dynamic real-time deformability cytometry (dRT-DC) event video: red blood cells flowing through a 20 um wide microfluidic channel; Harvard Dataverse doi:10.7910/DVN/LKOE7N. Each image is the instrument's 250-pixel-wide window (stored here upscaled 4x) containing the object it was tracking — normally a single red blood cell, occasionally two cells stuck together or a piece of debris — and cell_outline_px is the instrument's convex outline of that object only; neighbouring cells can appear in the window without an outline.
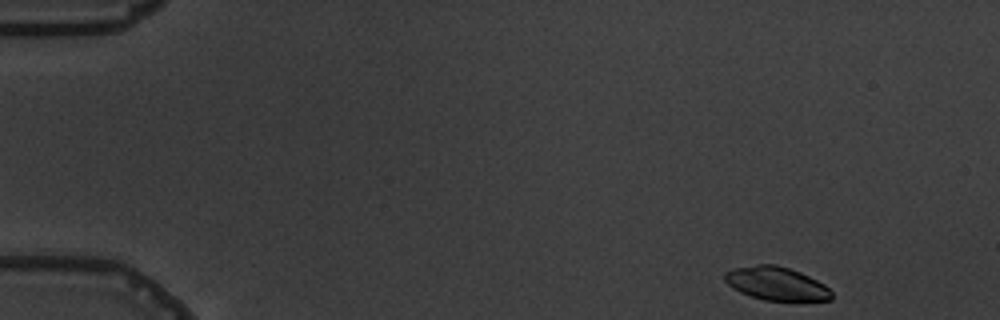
{"species": "common noctule bat (a hibernating species)", "species_latin": "Nyctalus noctula", "temperature_condition": "warm", "stored_images_in_passage": 5, "segment_of_instrument_passage": [1, 2], "camera_frame_rate_fps": 3000, "um_per_image_px": 0.085, "animal": {"sex": "male", "body_mass_g": 19.5, "forearm_length_mm": 54.6}, "frame": {"image": 1, "passage_image": 1, "time_ms": 0.0, "image_size_px": [1000, 320], "cell_outline_px": [[832, 300], [764, 300], [740, 292], [732, 288], [724, 280], [724, 272], [732, 268], [756, 264], [776, 264], [800, 272], [824, 284], [832, 292]], "centroid_in_image_um": [65.95, 24.09], "position_along_channel_um": 19.0, "area_um2": 20.69}}
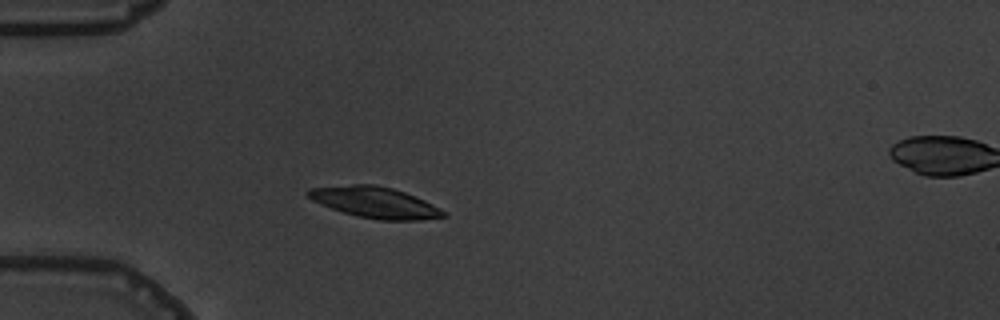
{"frame": {"image": 2, "passage_image": 4, "time_ms": 3.667, "image_size_px": [1000, 320], "cell_outline_px": [[448, 216], [420, 220], [380, 220], [356, 216], [320, 204], [312, 200], [304, 192], [308, 188], [352, 184], [376, 184], [392, 188], [404, 192], [424, 200], [440, 208]], "centroid_in_image_um": [31.85, 17.2], "position_along_channel_um": 53.2, "area_um2": 24.45}}